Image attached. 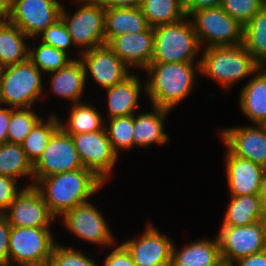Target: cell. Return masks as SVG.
Instances as JSON below:
<instances>
[{
  "mask_svg": "<svg viewBox=\"0 0 266 266\" xmlns=\"http://www.w3.org/2000/svg\"><path fill=\"white\" fill-rule=\"evenodd\" d=\"M104 266H136L130 252L121 244L118 245L106 258Z\"/></svg>",
  "mask_w": 266,
  "mask_h": 266,
  "instance_id": "40",
  "label": "cell"
},
{
  "mask_svg": "<svg viewBox=\"0 0 266 266\" xmlns=\"http://www.w3.org/2000/svg\"><path fill=\"white\" fill-rule=\"evenodd\" d=\"M11 0H0V24L10 21Z\"/></svg>",
  "mask_w": 266,
  "mask_h": 266,
  "instance_id": "46",
  "label": "cell"
},
{
  "mask_svg": "<svg viewBox=\"0 0 266 266\" xmlns=\"http://www.w3.org/2000/svg\"><path fill=\"white\" fill-rule=\"evenodd\" d=\"M222 0H183V6L187 17L197 10L221 6Z\"/></svg>",
  "mask_w": 266,
  "mask_h": 266,
  "instance_id": "42",
  "label": "cell"
},
{
  "mask_svg": "<svg viewBox=\"0 0 266 266\" xmlns=\"http://www.w3.org/2000/svg\"><path fill=\"white\" fill-rule=\"evenodd\" d=\"M107 45L128 67L145 70L153 60L154 29L114 36Z\"/></svg>",
  "mask_w": 266,
  "mask_h": 266,
  "instance_id": "18",
  "label": "cell"
},
{
  "mask_svg": "<svg viewBox=\"0 0 266 266\" xmlns=\"http://www.w3.org/2000/svg\"><path fill=\"white\" fill-rule=\"evenodd\" d=\"M0 175L14 179L32 176L33 165L28 160L21 144L6 142L0 145Z\"/></svg>",
  "mask_w": 266,
  "mask_h": 266,
  "instance_id": "32",
  "label": "cell"
},
{
  "mask_svg": "<svg viewBox=\"0 0 266 266\" xmlns=\"http://www.w3.org/2000/svg\"><path fill=\"white\" fill-rule=\"evenodd\" d=\"M4 216L11 226L20 228L50 227L55 219L33 182L16 195Z\"/></svg>",
  "mask_w": 266,
  "mask_h": 266,
  "instance_id": "13",
  "label": "cell"
},
{
  "mask_svg": "<svg viewBox=\"0 0 266 266\" xmlns=\"http://www.w3.org/2000/svg\"><path fill=\"white\" fill-rule=\"evenodd\" d=\"M41 78V71L29 59L1 68L0 104L13 109L31 108L43 94Z\"/></svg>",
  "mask_w": 266,
  "mask_h": 266,
  "instance_id": "5",
  "label": "cell"
},
{
  "mask_svg": "<svg viewBox=\"0 0 266 266\" xmlns=\"http://www.w3.org/2000/svg\"><path fill=\"white\" fill-rule=\"evenodd\" d=\"M83 5L70 16L62 7L63 21L74 45L84 47L82 52L106 44L105 9L96 0H77Z\"/></svg>",
  "mask_w": 266,
  "mask_h": 266,
  "instance_id": "6",
  "label": "cell"
},
{
  "mask_svg": "<svg viewBox=\"0 0 266 266\" xmlns=\"http://www.w3.org/2000/svg\"><path fill=\"white\" fill-rule=\"evenodd\" d=\"M51 91L62 98L79 103L85 87V71L81 60L72 59L63 68L51 72Z\"/></svg>",
  "mask_w": 266,
  "mask_h": 266,
  "instance_id": "22",
  "label": "cell"
},
{
  "mask_svg": "<svg viewBox=\"0 0 266 266\" xmlns=\"http://www.w3.org/2000/svg\"><path fill=\"white\" fill-rule=\"evenodd\" d=\"M258 197L260 198L262 205H266V168L264 169L261 178Z\"/></svg>",
  "mask_w": 266,
  "mask_h": 266,
  "instance_id": "47",
  "label": "cell"
},
{
  "mask_svg": "<svg viewBox=\"0 0 266 266\" xmlns=\"http://www.w3.org/2000/svg\"><path fill=\"white\" fill-rule=\"evenodd\" d=\"M259 67L243 44L211 46L204 48L199 72L228 89L243 77L254 75Z\"/></svg>",
  "mask_w": 266,
  "mask_h": 266,
  "instance_id": "3",
  "label": "cell"
},
{
  "mask_svg": "<svg viewBox=\"0 0 266 266\" xmlns=\"http://www.w3.org/2000/svg\"><path fill=\"white\" fill-rule=\"evenodd\" d=\"M217 239L221 257L231 262L266 250L265 226L261 221L249 226H222Z\"/></svg>",
  "mask_w": 266,
  "mask_h": 266,
  "instance_id": "12",
  "label": "cell"
},
{
  "mask_svg": "<svg viewBox=\"0 0 266 266\" xmlns=\"http://www.w3.org/2000/svg\"><path fill=\"white\" fill-rule=\"evenodd\" d=\"M213 266H236L235 262H231L229 260H225L223 258H221L216 264H214Z\"/></svg>",
  "mask_w": 266,
  "mask_h": 266,
  "instance_id": "48",
  "label": "cell"
},
{
  "mask_svg": "<svg viewBox=\"0 0 266 266\" xmlns=\"http://www.w3.org/2000/svg\"><path fill=\"white\" fill-rule=\"evenodd\" d=\"M182 19L173 24H161L154 29V54L151 63L193 62L200 51L191 22Z\"/></svg>",
  "mask_w": 266,
  "mask_h": 266,
  "instance_id": "4",
  "label": "cell"
},
{
  "mask_svg": "<svg viewBox=\"0 0 266 266\" xmlns=\"http://www.w3.org/2000/svg\"><path fill=\"white\" fill-rule=\"evenodd\" d=\"M266 4V0H222V9L243 27Z\"/></svg>",
  "mask_w": 266,
  "mask_h": 266,
  "instance_id": "36",
  "label": "cell"
},
{
  "mask_svg": "<svg viewBox=\"0 0 266 266\" xmlns=\"http://www.w3.org/2000/svg\"><path fill=\"white\" fill-rule=\"evenodd\" d=\"M16 180L9 176L0 175V215L6 213L11 202L21 191L17 188Z\"/></svg>",
  "mask_w": 266,
  "mask_h": 266,
  "instance_id": "39",
  "label": "cell"
},
{
  "mask_svg": "<svg viewBox=\"0 0 266 266\" xmlns=\"http://www.w3.org/2000/svg\"><path fill=\"white\" fill-rule=\"evenodd\" d=\"M11 225L4 215H0V266L9 263V238Z\"/></svg>",
  "mask_w": 266,
  "mask_h": 266,
  "instance_id": "41",
  "label": "cell"
},
{
  "mask_svg": "<svg viewBox=\"0 0 266 266\" xmlns=\"http://www.w3.org/2000/svg\"><path fill=\"white\" fill-rule=\"evenodd\" d=\"M62 218L63 225L85 241L107 246L115 242L106 220L89 201L67 211Z\"/></svg>",
  "mask_w": 266,
  "mask_h": 266,
  "instance_id": "14",
  "label": "cell"
},
{
  "mask_svg": "<svg viewBox=\"0 0 266 266\" xmlns=\"http://www.w3.org/2000/svg\"><path fill=\"white\" fill-rule=\"evenodd\" d=\"M29 38L16 25L0 24V67L19 64L29 59V47L24 39Z\"/></svg>",
  "mask_w": 266,
  "mask_h": 266,
  "instance_id": "26",
  "label": "cell"
},
{
  "mask_svg": "<svg viewBox=\"0 0 266 266\" xmlns=\"http://www.w3.org/2000/svg\"><path fill=\"white\" fill-rule=\"evenodd\" d=\"M81 55L85 77L89 71L94 80L105 89L123 82L131 75L128 73L129 67L107 44L81 52Z\"/></svg>",
  "mask_w": 266,
  "mask_h": 266,
  "instance_id": "15",
  "label": "cell"
},
{
  "mask_svg": "<svg viewBox=\"0 0 266 266\" xmlns=\"http://www.w3.org/2000/svg\"><path fill=\"white\" fill-rule=\"evenodd\" d=\"M217 236L187 244L180 251L172 247L171 266H213L221 259Z\"/></svg>",
  "mask_w": 266,
  "mask_h": 266,
  "instance_id": "23",
  "label": "cell"
},
{
  "mask_svg": "<svg viewBox=\"0 0 266 266\" xmlns=\"http://www.w3.org/2000/svg\"><path fill=\"white\" fill-rule=\"evenodd\" d=\"M266 67H259L256 75L240 92V107L244 115L257 125H266ZM259 71V72H258Z\"/></svg>",
  "mask_w": 266,
  "mask_h": 266,
  "instance_id": "20",
  "label": "cell"
},
{
  "mask_svg": "<svg viewBox=\"0 0 266 266\" xmlns=\"http://www.w3.org/2000/svg\"><path fill=\"white\" fill-rule=\"evenodd\" d=\"M50 266H98L91 258L75 249L55 244L50 259Z\"/></svg>",
  "mask_w": 266,
  "mask_h": 266,
  "instance_id": "37",
  "label": "cell"
},
{
  "mask_svg": "<svg viewBox=\"0 0 266 266\" xmlns=\"http://www.w3.org/2000/svg\"><path fill=\"white\" fill-rule=\"evenodd\" d=\"M100 113L90 104L75 103L66 124L60 122V128L68 135L88 133L103 130Z\"/></svg>",
  "mask_w": 266,
  "mask_h": 266,
  "instance_id": "30",
  "label": "cell"
},
{
  "mask_svg": "<svg viewBox=\"0 0 266 266\" xmlns=\"http://www.w3.org/2000/svg\"><path fill=\"white\" fill-rule=\"evenodd\" d=\"M106 44L117 35L145 31L149 25L140 8L105 9Z\"/></svg>",
  "mask_w": 266,
  "mask_h": 266,
  "instance_id": "25",
  "label": "cell"
},
{
  "mask_svg": "<svg viewBox=\"0 0 266 266\" xmlns=\"http://www.w3.org/2000/svg\"><path fill=\"white\" fill-rule=\"evenodd\" d=\"M236 266H266V250L238 259Z\"/></svg>",
  "mask_w": 266,
  "mask_h": 266,
  "instance_id": "45",
  "label": "cell"
},
{
  "mask_svg": "<svg viewBox=\"0 0 266 266\" xmlns=\"http://www.w3.org/2000/svg\"><path fill=\"white\" fill-rule=\"evenodd\" d=\"M83 167L105 183L117 161L105 128L100 131L71 135Z\"/></svg>",
  "mask_w": 266,
  "mask_h": 266,
  "instance_id": "11",
  "label": "cell"
},
{
  "mask_svg": "<svg viewBox=\"0 0 266 266\" xmlns=\"http://www.w3.org/2000/svg\"><path fill=\"white\" fill-rule=\"evenodd\" d=\"M13 108L0 107V145L7 142V132L11 120Z\"/></svg>",
  "mask_w": 266,
  "mask_h": 266,
  "instance_id": "44",
  "label": "cell"
},
{
  "mask_svg": "<svg viewBox=\"0 0 266 266\" xmlns=\"http://www.w3.org/2000/svg\"><path fill=\"white\" fill-rule=\"evenodd\" d=\"M109 120V125L104 128L112 149L118 156L119 149H130L134 146V115L115 117Z\"/></svg>",
  "mask_w": 266,
  "mask_h": 266,
  "instance_id": "33",
  "label": "cell"
},
{
  "mask_svg": "<svg viewBox=\"0 0 266 266\" xmlns=\"http://www.w3.org/2000/svg\"><path fill=\"white\" fill-rule=\"evenodd\" d=\"M193 27L199 44L206 47L243 44V26L228 15L221 6L194 11Z\"/></svg>",
  "mask_w": 266,
  "mask_h": 266,
  "instance_id": "7",
  "label": "cell"
},
{
  "mask_svg": "<svg viewBox=\"0 0 266 266\" xmlns=\"http://www.w3.org/2000/svg\"><path fill=\"white\" fill-rule=\"evenodd\" d=\"M32 109H14L7 132V142L22 144L34 126L42 119Z\"/></svg>",
  "mask_w": 266,
  "mask_h": 266,
  "instance_id": "35",
  "label": "cell"
},
{
  "mask_svg": "<svg viewBox=\"0 0 266 266\" xmlns=\"http://www.w3.org/2000/svg\"><path fill=\"white\" fill-rule=\"evenodd\" d=\"M193 63H151L145 69L149 76L152 75L144 85L152 106L171 111L189 95L195 85L196 68L200 71V60L196 63V67Z\"/></svg>",
  "mask_w": 266,
  "mask_h": 266,
  "instance_id": "2",
  "label": "cell"
},
{
  "mask_svg": "<svg viewBox=\"0 0 266 266\" xmlns=\"http://www.w3.org/2000/svg\"><path fill=\"white\" fill-rule=\"evenodd\" d=\"M263 205L258 195L231 196L222 226H249L261 221Z\"/></svg>",
  "mask_w": 266,
  "mask_h": 266,
  "instance_id": "27",
  "label": "cell"
},
{
  "mask_svg": "<svg viewBox=\"0 0 266 266\" xmlns=\"http://www.w3.org/2000/svg\"><path fill=\"white\" fill-rule=\"evenodd\" d=\"M225 161L231 196L258 195L265 168L235 156L229 150H227Z\"/></svg>",
  "mask_w": 266,
  "mask_h": 266,
  "instance_id": "19",
  "label": "cell"
},
{
  "mask_svg": "<svg viewBox=\"0 0 266 266\" xmlns=\"http://www.w3.org/2000/svg\"><path fill=\"white\" fill-rule=\"evenodd\" d=\"M41 119L23 141L22 148L28 160L34 165L42 156L50 138L60 128L57 116H50L47 121Z\"/></svg>",
  "mask_w": 266,
  "mask_h": 266,
  "instance_id": "31",
  "label": "cell"
},
{
  "mask_svg": "<svg viewBox=\"0 0 266 266\" xmlns=\"http://www.w3.org/2000/svg\"><path fill=\"white\" fill-rule=\"evenodd\" d=\"M123 245L136 266H171L173 243L151 224L140 239L133 238Z\"/></svg>",
  "mask_w": 266,
  "mask_h": 266,
  "instance_id": "17",
  "label": "cell"
},
{
  "mask_svg": "<svg viewBox=\"0 0 266 266\" xmlns=\"http://www.w3.org/2000/svg\"><path fill=\"white\" fill-rule=\"evenodd\" d=\"M68 54L50 45L40 43L38 47L29 50V60L41 72H54L63 68L72 59Z\"/></svg>",
  "mask_w": 266,
  "mask_h": 266,
  "instance_id": "34",
  "label": "cell"
},
{
  "mask_svg": "<svg viewBox=\"0 0 266 266\" xmlns=\"http://www.w3.org/2000/svg\"><path fill=\"white\" fill-rule=\"evenodd\" d=\"M84 168L71 135L59 128L50 138L42 156L33 165V178L37 182L54 174Z\"/></svg>",
  "mask_w": 266,
  "mask_h": 266,
  "instance_id": "9",
  "label": "cell"
},
{
  "mask_svg": "<svg viewBox=\"0 0 266 266\" xmlns=\"http://www.w3.org/2000/svg\"><path fill=\"white\" fill-rule=\"evenodd\" d=\"M243 45L260 67H266V4L243 27Z\"/></svg>",
  "mask_w": 266,
  "mask_h": 266,
  "instance_id": "28",
  "label": "cell"
},
{
  "mask_svg": "<svg viewBox=\"0 0 266 266\" xmlns=\"http://www.w3.org/2000/svg\"><path fill=\"white\" fill-rule=\"evenodd\" d=\"M15 265L16 266H50L49 264H38V265L15 264ZM1 266H13V264L11 265V263H6V264L1 265Z\"/></svg>",
  "mask_w": 266,
  "mask_h": 266,
  "instance_id": "49",
  "label": "cell"
},
{
  "mask_svg": "<svg viewBox=\"0 0 266 266\" xmlns=\"http://www.w3.org/2000/svg\"><path fill=\"white\" fill-rule=\"evenodd\" d=\"M42 43L55 47L67 53V48L74 45L67 27L61 19L47 27L42 33Z\"/></svg>",
  "mask_w": 266,
  "mask_h": 266,
  "instance_id": "38",
  "label": "cell"
},
{
  "mask_svg": "<svg viewBox=\"0 0 266 266\" xmlns=\"http://www.w3.org/2000/svg\"><path fill=\"white\" fill-rule=\"evenodd\" d=\"M104 9L140 8L143 0H96Z\"/></svg>",
  "mask_w": 266,
  "mask_h": 266,
  "instance_id": "43",
  "label": "cell"
},
{
  "mask_svg": "<svg viewBox=\"0 0 266 266\" xmlns=\"http://www.w3.org/2000/svg\"><path fill=\"white\" fill-rule=\"evenodd\" d=\"M154 112L134 114L133 140L134 145L147 147L151 144H164L168 141L164 133V120L170 110L153 106Z\"/></svg>",
  "mask_w": 266,
  "mask_h": 266,
  "instance_id": "24",
  "label": "cell"
},
{
  "mask_svg": "<svg viewBox=\"0 0 266 266\" xmlns=\"http://www.w3.org/2000/svg\"><path fill=\"white\" fill-rule=\"evenodd\" d=\"M140 9L150 27L185 19L183 0H143Z\"/></svg>",
  "mask_w": 266,
  "mask_h": 266,
  "instance_id": "29",
  "label": "cell"
},
{
  "mask_svg": "<svg viewBox=\"0 0 266 266\" xmlns=\"http://www.w3.org/2000/svg\"><path fill=\"white\" fill-rule=\"evenodd\" d=\"M138 75H131L123 82L106 89L108 95V118L134 115L142 91Z\"/></svg>",
  "mask_w": 266,
  "mask_h": 266,
  "instance_id": "21",
  "label": "cell"
},
{
  "mask_svg": "<svg viewBox=\"0 0 266 266\" xmlns=\"http://www.w3.org/2000/svg\"><path fill=\"white\" fill-rule=\"evenodd\" d=\"M61 10L58 0H11L9 22L32 38L55 24Z\"/></svg>",
  "mask_w": 266,
  "mask_h": 266,
  "instance_id": "10",
  "label": "cell"
},
{
  "mask_svg": "<svg viewBox=\"0 0 266 266\" xmlns=\"http://www.w3.org/2000/svg\"><path fill=\"white\" fill-rule=\"evenodd\" d=\"M261 222L266 226V205H263Z\"/></svg>",
  "mask_w": 266,
  "mask_h": 266,
  "instance_id": "50",
  "label": "cell"
},
{
  "mask_svg": "<svg viewBox=\"0 0 266 266\" xmlns=\"http://www.w3.org/2000/svg\"><path fill=\"white\" fill-rule=\"evenodd\" d=\"M54 245L50 227L20 228L11 226L9 263L49 264Z\"/></svg>",
  "mask_w": 266,
  "mask_h": 266,
  "instance_id": "8",
  "label": "cell"
},
{
  "mask_svg": "<svg viewBox=\"0 0 266 266\" xmlns=\"http://www.w3.org/2000/svg\"><path fill=\"white\" fill-rule=\"evenodd\" d=\"M33 182L54 218L88 202L89 197L104 184L86 168L54 174Z\"/></svg>",
  "mask_w": 266,
  "mask_h": 266,
  "instance_id": "1",
  "label": "cell"
},
{
  "mask_svg": "<svg viewBox=\"0 0 266 266\" xmlns=\"http://www.w3.org/2000/svg\"><path fill=\"white\" fill-rule=\"evenodd\" d=\"M220 135L233 155L266 168V125L231 127Z\"/></svg>",
  "mask_w": 266,
  "mask_h": 266,
  "instance_id": "16",
  "label": "cell"
}]
</instances>
